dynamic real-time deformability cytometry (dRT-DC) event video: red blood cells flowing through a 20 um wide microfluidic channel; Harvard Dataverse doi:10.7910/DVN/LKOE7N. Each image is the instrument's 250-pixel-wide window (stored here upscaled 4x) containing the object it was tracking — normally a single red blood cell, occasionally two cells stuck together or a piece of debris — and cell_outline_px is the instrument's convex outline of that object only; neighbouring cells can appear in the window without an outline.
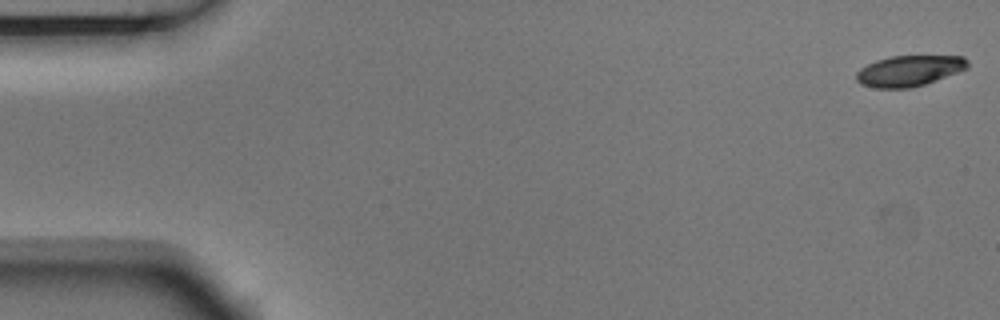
{"species": "Egyptian fruit bat (a non-hibernating species)", "species_latin": "Rousettus aegyptiacus", "temperature_condition": "room temperature", "stored_images_in_passage": 5, "camera_frame_rate_fps": 3000, "um_per_image_px": 0.085, "animal": {"sex": "male"}, "frame": {"image": 1, "passage_image": 1, "time_ms": 0.0, "image_size_px": [1000, 320], "cell_outline_px": [[968, 68], [924, 84], [912, 88], [876, 88], [860, 84], [856, 80], [856, 72], [860, 68], [876, 60], [888, 56], [964, 56], [968, 60]], "centroid_in_image_um": [77.25, 6.01], "position_along_channel_um": 7.8, "area_um2": 19.94}}
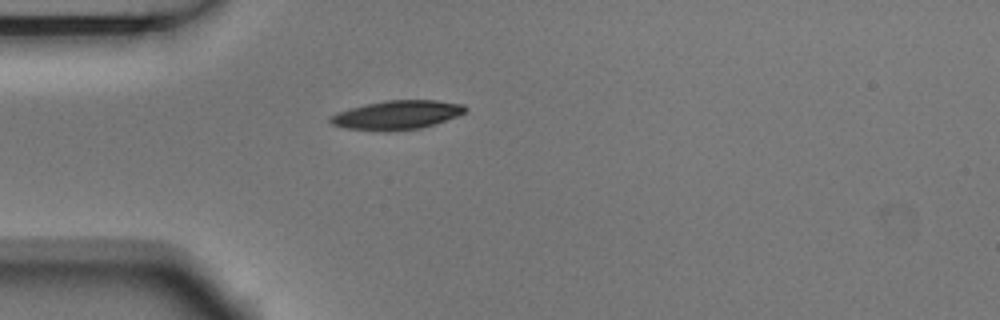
{"frame": {"image": 2, "passage_image": 5, "time_ms": 1.333, "image_size_px": [1000, 320], "cell_outline_px": [[468, 108], [464, 112], [456, 116], [420, 128], [388, 132], [384, 132], [344, 128], [332, 124], [328, 120], [328, 116], [336, 112], [368, 104], [388, 100], [436, 100], [464, 104]], "centroid_in_image_um": [33.69, 9.78], "position_along_channel_um": 51.3, "area_um2": 22.72}}